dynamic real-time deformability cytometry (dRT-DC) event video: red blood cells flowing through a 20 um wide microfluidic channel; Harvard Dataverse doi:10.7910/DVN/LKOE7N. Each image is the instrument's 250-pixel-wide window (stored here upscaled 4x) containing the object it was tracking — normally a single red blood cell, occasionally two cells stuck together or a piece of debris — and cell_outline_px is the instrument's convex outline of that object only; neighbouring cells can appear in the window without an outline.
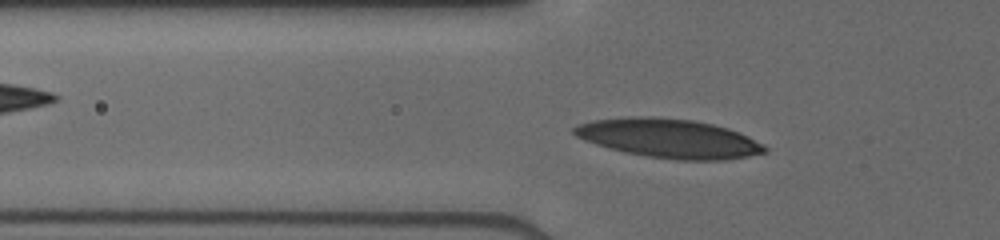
{"species": "human", "species_latin": "Homo sapiens", "temperature_condition": "cold", "stored_images_in_passage": 40, "camera_frame_rate_fps": 3000, "um_per_image_px": 0.085, "donor": {"sex": "male"}, "frame": {"image": 1, "passage_image": 12, "time_ms": 3.0, "image_size_px": [1000, 240], "cell_outline_px": [[768, 152], [748, 156], [724, 160], [676, 160], [648, 156], [624, 152], [608, 148], [584, 140], [576, 136], [572, 132], [572, 128], [576, 124], [592, 120], [624, 116], [652, 116], [692, 120], [712, 124], [728, 128], [748, 136], [764, 144], [768, 148]], "centroid_in_image_um": [56.84, 11.75], "position_along_channel_um": 69.0, "area_um2": 43.7}}
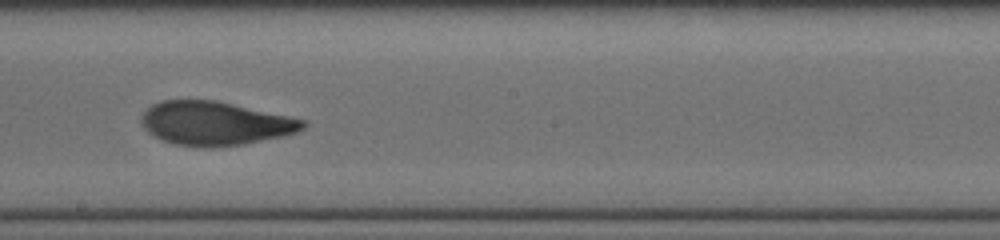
{"frame": {"image": 2, "passage_image": 27, "time_ms": 7.0, "image_size_px": [1000, 240], "cell_outline_px": [[308, 124], [304, 128], [296, 132], [280, 136], [244, 144], [212, 148], [176, 144], [152, 136], [144, 128], [140, 120], [140, 116], [152, 104], [160, 100], [216, 100], [288, 116], [304, 120]], "centroid_in_image_um": [18.24, 10.48], "position_along_channel_um": 230.0, "area_um2": 41.04}}
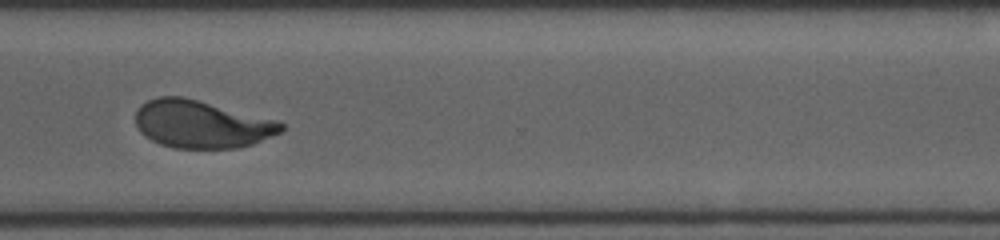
{"frame": {"image": 3, "passage_image": 39, "time_ms": 10.0, "image_size_px": [1000, 240], "cell_outline_px": [[284, 128], [280, 132], [252, 144], [236, 148], [176, 148], [160, 144], [144, 136], [140, 132], [136, 124], [136, 112], [140, 104], [148, 100], [160, 96], [184, 96], [272, 120], [284, 124]], "centroid_in_image_um": [17.05, 10.56], "position_along_channel_um": 353.5, "area_um2": 39.94}}